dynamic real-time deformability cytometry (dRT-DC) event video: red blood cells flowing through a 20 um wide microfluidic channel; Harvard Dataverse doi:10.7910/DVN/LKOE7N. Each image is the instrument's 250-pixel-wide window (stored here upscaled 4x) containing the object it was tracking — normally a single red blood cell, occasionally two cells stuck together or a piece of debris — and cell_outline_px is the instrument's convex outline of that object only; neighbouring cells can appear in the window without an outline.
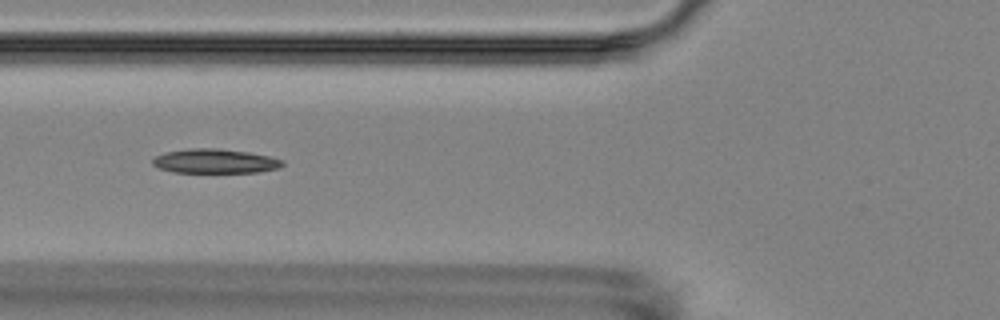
{"species": "Egyptian fruit bat (a non-hibernating species)", "species_latin": "Rousettus aegyptiacus", "temperature_condition": "room temperature", "stored_images_in_passage": 8, "camera_frame_rate_fps": 3000, "um_per_image_px": 0.085, "animal": {"sex": "female"}, "frame": {"image": 1, "passage_image": 6, "time_ms": 7.333, "image_size_px": [1000, 320], "cell_outline_px": [[284, 164], [280, 168], [260, 172], [176, 172], [160, 168], [152, 164], [152, 160], [156, 156], [168, 152], [192, 148], [216, 148], [248, 152], [268, 156], [284, 160]], "centroid_in_image_um": [18.33, 13.7], "position_along_channel_um": 107.5, "area_um2": 18.21}}
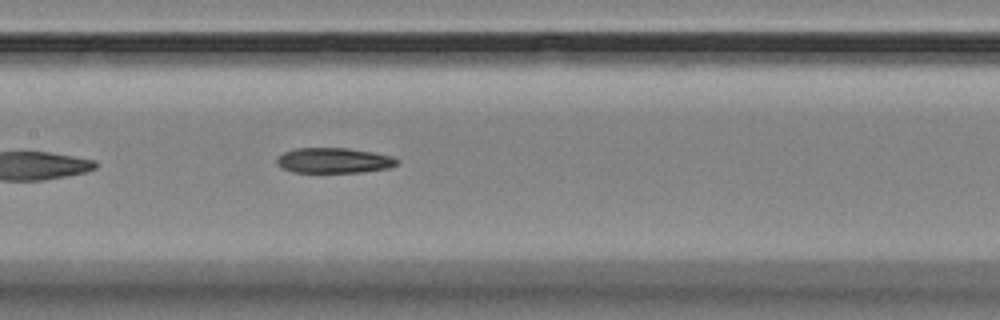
{"frame": {"image": 2, "passage_image": 8, "time_ms": 9.333, "image_size_px": [1000, 320], "cell_outline_px": [[400, 160], [396, 164], [388, 168], [360, 172], [292, 172], [280, 168], [276, 164], [276, 160], [284, 152], [296, 148], [348, 148], [372, 152], [392, 156]], "centroid_in_image_um": [28.35, 13.64], "position_along_channel_um": 179.0, "area_um2": 17.69}}